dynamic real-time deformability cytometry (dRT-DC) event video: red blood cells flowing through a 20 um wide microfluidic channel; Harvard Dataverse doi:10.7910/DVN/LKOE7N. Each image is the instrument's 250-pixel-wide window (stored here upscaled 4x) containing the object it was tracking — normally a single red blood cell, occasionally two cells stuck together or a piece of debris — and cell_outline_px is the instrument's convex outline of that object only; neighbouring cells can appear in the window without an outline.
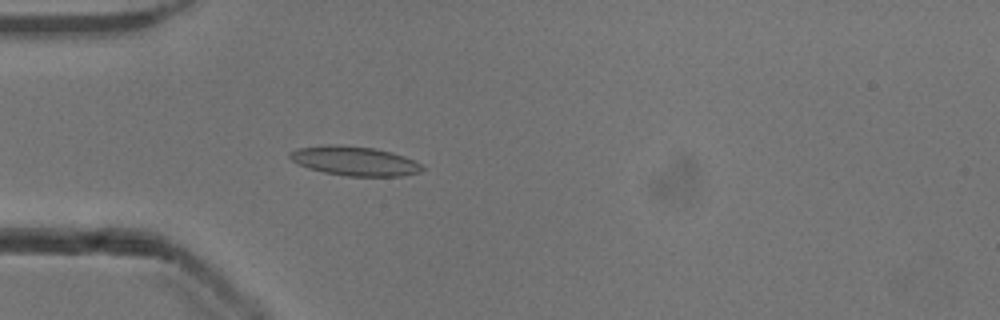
{"species": "common noctule bat (a hibernating species)", "species_latin": "Nyctalus noctula", "temperature_condition": "cold", "stored_images_in_passage": 47, "camera_frame_rate_fps": 3000, "um_per_image_px": 0.085, "animal": {"sex": "male", "body_mass_g": 13.3}, "frame": {"image": 1, "passage_image": 10, "time_ms": 3.0, "image_size_px": [1000, 320], "cell_outline_px": [[424, 168], [420, 172], [400, 176], [348, 176], [324, 172], [308, 168], [292, 160], [288, 156], [288, 152], [296, 148], [324, 144], [336, 144], [376, 148], [392, 152], [404, 156], [420, 164]], "centroid_in_image_um": [30.1, 13.66], "position_along_channel_um": 54.9, "area_um2": 22.66}}
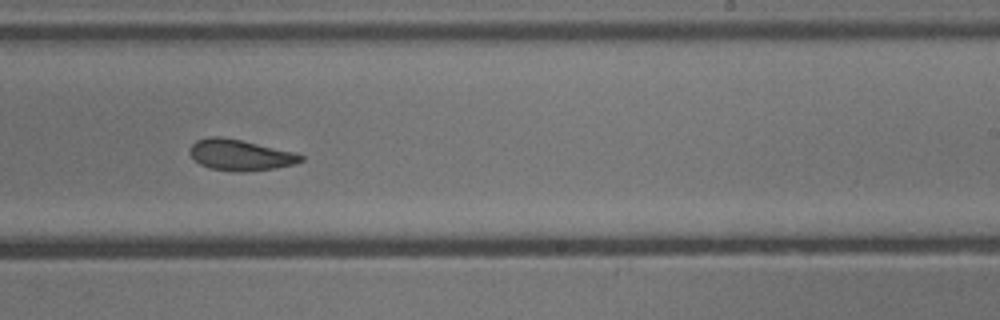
{"frame": {"image": 2, "passage_image": 27, "time_ms": 8.667, "image_size_px": [1000, 320], "cell_outline_px": [[304, 160], [296, 164], [276, 168], [240, 172], [208, 168], [200, 164], [188, 152], [192, 144], [196, 140], [208, 136], [220, 136], [240, 140], [296, 152], [304, 156]], "centroid_in_image_um": [20.43, 13.17], "position_along_channel_um": 268.6, "area_um2": 20.11}}
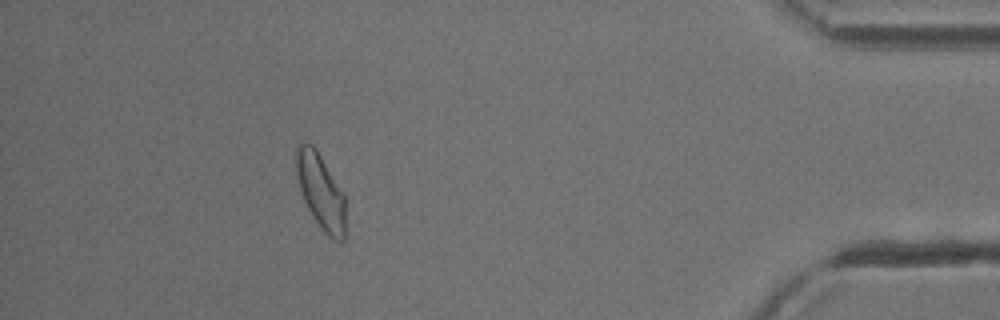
{"frame": {"image": 3, "passage_image": 42, "time_ms": 13.667, "image_size_px": [1000, 320], "cell_outline_px": [[344, 240], [336, 240], [328, 236], [324, 232], [308, 208], [304, 200], [296, 176], [296, 144], [300, 140], [312, 144], [316, 148], [344, 192]], "centroid_in_image_um": [27.24, 16.18], "position_along_channel_um": 408.0, "area_um2": 21.56}, "authors_computed_cell_mechanics": {"area_um2": 20.9236, "velocity_mm_per_s": 3.8875, "shape_relaxation_time_tau1_ms": 6.6747, "shape_relaxation_time_tau2_ms": 2.0556, "deformation_change_tau1": 0.1295, "deformation_change_tau2": 0.0884}}